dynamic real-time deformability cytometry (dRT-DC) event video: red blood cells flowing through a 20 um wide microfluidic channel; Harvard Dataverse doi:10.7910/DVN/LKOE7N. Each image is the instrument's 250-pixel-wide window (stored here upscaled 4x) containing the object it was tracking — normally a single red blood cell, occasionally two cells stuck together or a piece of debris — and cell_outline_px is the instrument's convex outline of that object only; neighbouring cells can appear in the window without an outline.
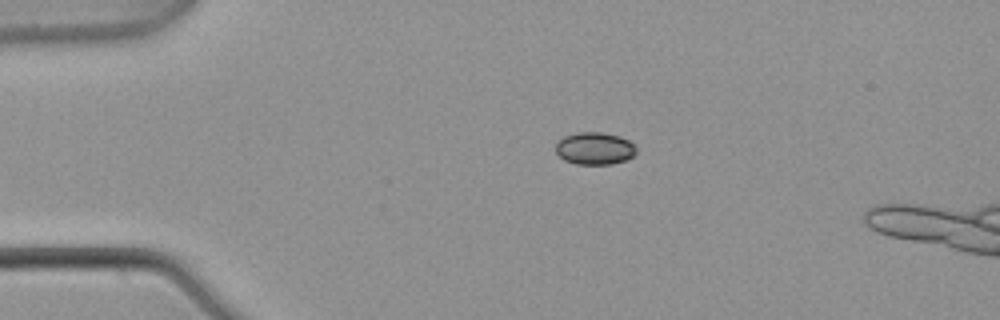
{"species": "common noctule bat (a hibernating species)", "species_latin": "Nyctalus noctula", "temperature_condition": "warm", "stored_images_in_passage": 41, "camera_frame_rate_fps": 3000, "um_per_image_px": 0.085, "animal": {"sex": "male", "body_mass_g": 21.5, "forearm_length_mm": 52.0}, "frame": {"image": 1, "passage_image": 1, "time_ms": 0.0, "image_size_px": [1000, 320], "cell_outline_px": [[636, 152], [632, 156], [624, 160], [612, 164], [576, 164], [564, 160], [556, 152], [556, 144], [564, 136], [576, 132], [600, 132], [620, 136], [636, 144]], "centroid_in_image_um": [50.56, 12.61], "position_along_channel_um": 34.4, "area_um2": 15.2}}
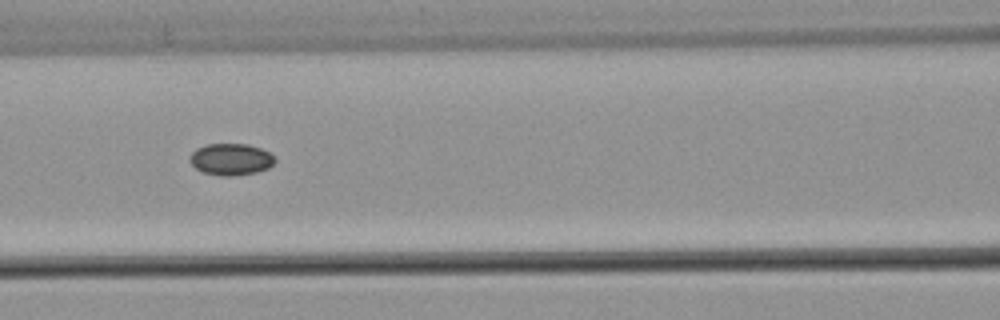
{"frame": {"image": 2, "passage_image": 13, "time_ms": 4.0, "image_size_px": [1000, 320], "cell_outline_px": [[276, 160], [268, 168], [256, 172], [232, 176], [224, 176], [204, 172], [196, 168], [188, 160], [188, 156], [196, 148], [204, 144], [248, 144], [260, 148], [268, 152]], "centroid_in_image_um": [19.58, 13.53], "position_along_channel_um": 147.0, "area_um2": 15.66}}
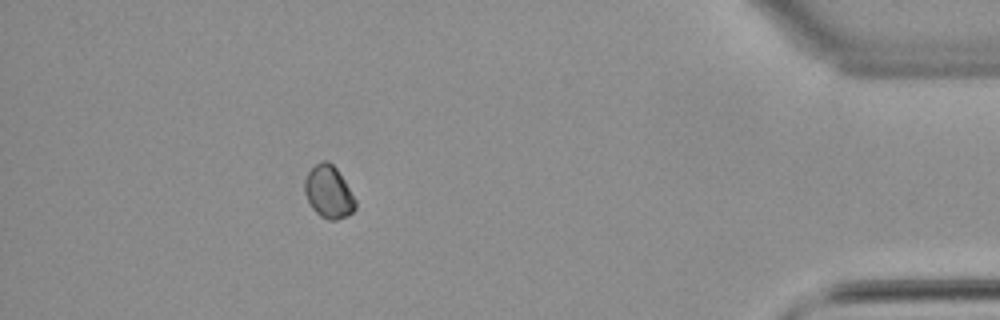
{"frame": {"image": 3, "passage_image": 37, "time_ms": 12.0, "image_size_px": [1000, 320], "cell_outline_px": [[356, 208], [348, 216], [336, 220], [328, 220], [320, 216], [312, 208], [304, 192], [304, 180], [308, 172], [316, 164], [324, 160], [328, 160], [336, 168], [344, 180], [356, 200]], "centroid_in_image_um": [27.93, 16.33], "position_along_channel_um": 407.3, "area_um2": 15.49}}